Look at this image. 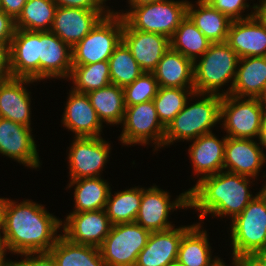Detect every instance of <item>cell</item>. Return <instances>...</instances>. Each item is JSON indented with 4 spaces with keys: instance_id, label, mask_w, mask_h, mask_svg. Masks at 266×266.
<instances>
[{
    "instance_id": "cell-1",
    "label": "cell",
    "mask_w": 266,
    "mask_h": 266,
    "mask_svg": "<svg viewBox=\"0 0 266 266\" xmlns=\"http://www.w3.org/2000/svg\"><path fill=\"white\" fill-rule=\"evenodd\" d=\"M61 219L30 200L18 203L7 199L3 238L8 251L16 254L43 253L55 245Z\"/></svg>"
},
{
    "instance_id": "cell-2",
    "label": "cell",
    "mask_w": 266,
    "mask_h": 266,
    "mask_svg": "<svg viewBox=\"0 0 266 266\" xmlns=\"http://www.w3.org/2000/svg\"><path fill=\"white\" fill-rule=\"evenodd\" d=\"M249 179L226 170L201 178L188 190L189 207L201 212L198 216L201 221L207 214L233 219L255 197L248 190L252 183Z\"/></svg>"
},
{
    "instance_id": "cell-3",
    "label": "cell",
    "mask_w": 266,
    "mask_h": 266,
    "mask_svg": "<svg viewBox=\"0 0 266 266\" xmlns=\"http://www.w3.org/2000/svg\"><path fill=\"white\" fill-rule=\"evenodd\" d=\"M194 62V92L199 94L230 95L240 57L226 43H212L209 49ZM231 86L220 93L219 88L228 81Z\"/></svg>"
},
{
    "instance_id": "cell-4",
    "label": "cell",
    "mask_w": 266,
    "mask_h": 266,
    "mask_svg": "<svg viewBox=\"0 0 266 266\" xmlns=\"http://www.w3.org/2000/svg\"><path fill=\"white\" fill-rule=\"evenodd\" d=\"M198 96L205 98L189 106L187 101L185 107L167 126L163 146L171 145L176 140L192 141L212 132L211 127L220 122L222 95L198 93Z\"/></svg>"
},
{
    "instance_id": "cell-5",
    "label": "cell",
    "mask_w": 266,
    "mask_h": 266,
    "mask_svg": "<svg viewBox=\"0 0 266 266\" xmlns=\"http://www.w3.org/2000/svg\"><path fill=\"white\" fill-rule=\"evenodd\" d=\"M188 1L162 0L132 6L126 13L115 12L135 30L172 37L187 16Z\"/></svg>"
},
{
    "instance_id": "cell-6",
    "label": "cell",
    "mask_w": 266,
    "mask_h": 266,
    "mask_svg": "<svg viewBox=\"0 0 266 266\" xmlns=\"http://www.w3.org/2000/svg\"><path fill=\"white\" fill-rule=\"evenodd\" d=\"M123 16L111 11L74 47L72 65L108 61L122 41Z\"/></svg>"
},
{
    "instance_id": "cell-7",
    "label": "cell",
    "mask_w": 266,
    "mask_h": 266,
    "mask_svg": "<svg viewBox=\"0 0 266 266\" xmlns=\"http://www.w3.org/2000/svg\"><path fill=\"white\" fill-rule=\"evenodd\" d=\"M231 222L232 255L244 259L266 249V207L257 195Z\"/></svg>"
},
{
    "instance_id": "cell-8",
    "label": "cell",
    "mask_w": 266,
    "mask_h": 266,
    "mask_svg": "<svg viewBox=\"0 0 266 266\" xmlns=\"http://www.w3.org/2000/svg\"><path fill=\"white\" fill-rule=\"evenodd\" d=\"M220 118L227 137L261 140L264 115L257 98L222 96Z\"/></svg>"
},
{
    "instance_id": "cell-9",
    "label": "cell",
    "mask_w": 266,
    "mask_h": 266,
    "mask_svg": "<svg viewBox=\"0 0 266 266\" xmlns=\"http://www.w3.org/2000/svg\"><path fill=\"white\" fill-rule=\"evenodd\" d=\"M149 235L150 232L136 222L112 225L99 248L106 266H134Z\"/></svg>"
},
{
    "instance_id": "cell-10",
    "label": "cell",
    "mask_w": 266,
    "mask_h": 266,
    "mask_svg": "<svg viewBox=\"0 0 266 266\" xmlns=\"http://www.w3.org/2000/svg\"><path fill=\"white\" fill-rule=\"evenodd\" d=\"M122 124L120 141L123 144L146 145L150 140L156 144L155 149L163 147L166 128L158 118L153 100L126 106Z\"/></svg>"
},
{
    "instance_id": "cell-11",
    "label": "cell",
    "mask_w": 266,
    "mask_h": 266,
    "mask_svg": "<svg viewBox=\"0 0 266 266\" xmlns=\"http://www.w3.org/2000/svg\"><path fill=\"white\" fill-rule=\"evenodd\" d=\"M167 191L152 186L142 188L140 208L135 222L151 232L164 231L173 227L167 220L170 210L177 208H189V191L178 196L175 201H170Z\"/></svg>"
},
{
    "instance_id": "cell-12",
    "label": "cell",
    "mask_w": 266,
    "mask_h": 266,
    "mask_svg": "<svg viewBox=\"0 0 266 266\" xmlns=\"http://www.w3.org/2000/svg\"><path fill=\"white\" fill-rule=\"evenodd\" d=\"M74 138L68 154L71 180L100 177L110 157V144L101 136Z\"/></svg>"
},
{
    "instance_id": "cell-13",
    "label": "cell",
    "mask_w": 266,
    "mask_h": 266,
    "mask_svg": "<svg viewBox=\"0 0 266 266\" xmlns=\"http://www.w3.org/2000/svg\"><path fill=\"white\" fill-rule=\"evenodd\" d=\"M64 221L62 234L71 242L100 248L110 232L112 224L105 209L72 212Z\"/></svg>"
},
{
    "instance_id": "cell-14",
    "label": "cell",
    "mask_w": 266,
    "mask_h": 266,
    "mask_svg": "<svg viewBox=\"0 0 266 266\" xmlns=\"http://www.w3.org/2000/svg\"><path fill=\"white\" fill-rule=\"evenodd\" d=\"M110 12L57 7L50 31L72 48Z\"/></svg>"
},
{
    "instance_id": "cell-15",
    "label": "cell",
    "mask_w": 266,
    "mask_h": 266,
    "mask_svg": "<svg viewBox=\"0 0 266 266\" xmlns=\"http://www.w3.org/2000/svg\"><path fill=\"white\" fill-rule=\"evenodd\" d=\"M122 41L144 72H153L170 48V39L162 34L133 29L123 18Z\"/></svg>"
},
{
    "instance_id": "cell-16",
    "label": "cell",
    "mask_w": 266,
    "mask_h": 266,
    "mask_svg": "<svg viewBox=\"0 0 266 266\" xmlns=\"http://www.w3.org/2000/svg\"><path fill=\"white\" fill-rule=\"evenodd\" d=\"M31 127L0 117V153L30 168L40 166Z\"/></svg>"
},
{
    "instance_id": "cell-17",
    "label": "cell",
    "mask_w": 266,
    "mask_h": 266,
    "mask_svg": "<svg viewBox=\"0 0 266 266\" xmlns=\"http://www.w3.org/2000/svg\"><path fill=\"white\" fill-rule=\"evenodd\" d=\"M11 77L40 81L39 31L16 29L10 44Z\"/></svg>"
},
{
    "instance_id": "cell-18",
    "label": "cell",
    "mask_w": 266,
    "mask_h": 266,
    "mask_svg": "<svg viewBox=\"0 0 266 266\" xmlns=\"http://www.w3.org/2000/svg\"><path fill=\"white\" fill-rule=\"evenodd\" d=\"M192 226L151 232L134 266H170L175 263L182 236Z\"/></svg>"
},
{
    "instance_id": "cell-19",
    "label": "cell",
    "mask_w": 266,
    "mask_h": 266,
    "mask_svg": "<svg viewBox=\"0 0 266 266\" xmlns=\"http://www.w3.org/2000/svg\"><path fill=\"white\" fill-rule=\"evenodd\" d=\"M253 139L227 137L223 169L255 179L266 162L264 151Z\"/></svg>"
},
{
    "instance_id": "cell-20",
    "label": "cell",
    "mask_w": 266,
    "mask_h": 266,
    "mask_svg": "<svg viewBox=\"0 0 266 266\" xmlns=\"http://www.w3.org/2000/svg\"><path fill=\"white\" fill-rule=\"evenodd\" d=\"M40 80L69 78L72 48L51 31H39Z\"/></svg>"
},
{
    "instance_id": "cell-21",
    "label": "cell",
    "mask_w": 266,
    "mask_h": 266,
    "mask_svg": "<svg viewBox=\"0 0 266 266\" xmlns=\"http://www.w3.org/2000/svg\"><path fill=\"white\" fill-rule=\"evenodd\" d=\"M64 127L72 131L75 137H100L103 123L91 105L86 93L70 91L62 115Z\"/></svg>"
},
{
    "instance_id": "cell-22",
    "label": "cell",
    "mask_w": 266,
    "mask_h": 266,
    "mask_svg": "<svg viewBox=\"0 0 266 266\" xmlns=\"http://www.w3.org/2000/svg\"><path fill=\"white\" fill-rule=\"evenodd\" d=\"M226 43L240 58L266 56V27L255 16L234 20Z\"/></svg>"
},
{
    "instance_id": "cell-23",
    "label": "cell",
    "mask_w": 266,
    "mask_h": 266,
    "mask_svg": "<svg viewBox=\"0 0 266 266\" xmlns=\"http://www.w3.org/2000/svg\"><path fill=\"white\" fill-rule=\"evenodd\" d=\"M32 82L28 78L0 79V117L30 127L31 99L24 85Z\"/></svg>"
},
{
    "instance_id": "cell-24",
    "label": "cell",
    "mask_w": 266,
    "mask_h": 266,
    "mask_svg": "<svg viewBox=\"0 0 266 266\" xmlns=\"http://www.w3.org/2000/svg\"><path fill=\"white\" fill-rule=\"evenodd\" d=\"M226 138L219 140L210 132L193 140L188 153L195 174L202 175L199 180L223 171Z\"/></svg>"
},
{
    "instance_id": "cell-25",
    "label": "cell",
    "mask_w": 266,
    "mask_h": 266,
    "mask_svg": "<svg viewBox=\"0 0 266 266\" xmlns=\"http://www.w3.org/2000/svg\"><path fill=\"white\" fill-rule=\"evenodd\" d=\"M153 73L159 87L194 89V62L171 48Z\"/></svg>"
},
{
    "instance_id": "cell-26",
    "label": "cell",
    "mask_w": 266,
    "mask_h": 266,
    "mask_svg": "<svg viewBox=\"0 0 266 266\" xmlns=\"http://www.w3.org/2000/svg\"><path fill=\"white\" fill-rule=\"evenodd\" d=\"M238 65L230 95L257 98L266 84V56L240 58Z\"/></svg>"
},
{
    "instance_id": "cell-27",
    "label": "cell",
    "mask_w": 266,
    "mask_h": 266,
    "mask_svg": "<svg viewBox=\"0 0 266 266\" xmlns=\"http://www.w3.org/2000/svg\"><path fill=\"white\" fill-rule=\"evenodd\" d=\"M197 5L198 9L188 2L187 16L209 41L212 43L226 42L232 20L214 9L206 0H198Z\"/></svg>"
},
{
    "instance_id": "cell-28",
    "label": "cell",
    "mask_w": 266,
    "mask_h": 266,
    "mask_svg": "<svg viewBox=\"0 0 266 266\" xmlns=\"http://www.w3.org/2000/svg\"><path fill=\"white\" fill-rule=\"evenodd\" d=\"M49 253L57 266H106L99 248L71 242L61 234Z\"/></svg>"
},
{
    "instance_id": "cell-29",
    "label": "cell",
    "mask_w": 266,
    "mask_h": 266,
    "mask_svg": "<svg viewBox=\"0 0 266 266\" xmlns=\"http://www.w3.org/2000/svg\"><path fill=\"white\" fill-rule=\"evenodd\" d=\"M87 96L101 122L122 124L126 110L123 88L111 83L90 91Z\"/></svg>"
},
{
    "instance_id": "cell-30",
    "label": "cell",
    "mask_w": 266,
    "mask_h": 266,
    "mask_svg": "<svg viewBox=\"0 0 266 266\" xmlns=\"http://www.w3.org/2000/svg\"><path fill=\"white\" fill-rule=\"evenodd\" d=\"M74 185L76 187L74 188L75 210L73 212L105 209L111 190L106 180L101 177L76 179L71 180L68 187L71 188Z\"/></svg>"
},
{
    "instance_id": "cell-31",
    "label": "cell",
    "mask_w": 266,
    "mask_h": 266,
    "mask_svg": "<svg viewBox=\"0 0 266 266\" xmlns=\"http://www.w3.org/2000/svg\"><path fill=\"white\" fill-rule=\"evenodd\" d=\"M201 224L193 226L182 236L176 262L182 266H207L212 260L207 232Z\"/></svg>"
},
{
    "instance_id": "cell-32",
    "label": "cell",
    "mask_w": 266,
    "mask_h": 266,
    "mask_svg": "<svg viewBox=\"0 0 266 266\" xmlns=\"http://www.w3.org/2000/svg\"><path fill=\"white\" fill-rule=\"evenodd\" d=\"M212 44L186 16L170 38V48L195 62Z\"/></svg>"
},
{
    "instance_id": "cell-33",
    "label": "cell",
    "mask_w": 266,
    "mask_h": 266,
    "mask_svg": "<svg viewBox=\"0 0 266 266\" xmlns=\"http://www.w3.org/2000/svg\"><path fill=\"white\" fill-rule=\"evenodd\" d=\"M56 9L53 0H27L15 19V27L29 31H50Z\"/></svg>"
},
{
    "instance_id": "cell-34",
    "label": "cell",
    "mask_w": 266,
    "mask_h": 266,
    "mask_svg": "<svg viewBox=\"0 0 266 266\" xmlns=\"http://www.w3.org/2000/svg\"><path fill=\"white\" fill-rule=\"evenodd\" d=\"M108 195L105 211L112 225L135 222L142 198V188L134 187L114 196Z\"/></svg>"
},
{
    "instance_id": "cell-35",
    "label": "cell",
    "mask_w": 266,
    "mask_h": 266,
    "mask_svg": "<svg viewBox=\"0 0 266 266\" xmlns=\"http://www.w3.org/2000/svg\"><path fill=\"white\" fill-rule=\"evenodd\" d=\"M72 66L69 79L73 81L74 91L87 94L111 84L108 61Z\"/></svg>"
},
{
    "instance_id": "cell-36",
    "label": "cell",
    "mask_w": 266,
    "mask_h": 266,
    "mask_svg": "<svg viewBox=\"0 0 266 266\" xmlns=\"http://www.w3.org/2000/svg\"><path fill=\"white\" fill-rule=\"evenodd\" d=\"M188 95L198 96L194 89L159 87L157 95L153 99L155 109L161 124L167 126L173 121L174 117L185 107Z\"/></svg>"
},
{
    "instance_id": "cell-37",
    "label": "cell",
    "mask_w": 266,
    "mask_h": 266,
    "mask_svg": "<svg viewBox=\"0 0 266 266\" xmlns=\"http://www.w3.org/2000/svg\"><path fill=\"white\" fill-rule=\"evenodd\" d=\"M108 63L111 83L121 88L131 84L144 72L123 41L115 48Z\"/></svg>"
},
{
    "instance_id": "cell-38",
    "label": "cell",
    "mask_w": 266,
    "mask_h": 266,
    "mask_svg": "<svg viewBox=\"0 0 266 266\" xmlns=\"http://www.w3.org/2000/svg\"><path fill=\"white\" fill-rule=\"evenodd\" d=\"M159 85L153 72H143L131 84L125 86L124 100L126 106H133L152 101L157 95Z\"/></svg>"
},
{
    "instance_id": "cell-39",
    "label": "cell",
    "mask_w": 266,
    "mask_h": 266,
    "mask_svg": "<svg viewBox=\"0 0 266 266\" xmlns=\"http://www.w3.org/2000/svg\"><path fill=\"white\" fill-rule=\"evenodd\" d=\"M214 9L226 15L230 20H243L254 16L252 14H247L243 17L242 12L245 8H249L246 0H206ZM243 10V11H242ZM241 13V14H240Z\"/></svg>"
},
{
    "instance_id": "cell-40",
    "label": "cell",
    "mask_w": 266,
    "mask_h": 266,
    "mask_svg": "<svg viewBox=\"0 0 266 266\" xmlns=\"http://www.w3.org/2000/svg\"><path fill=\"white\" fill-rule=\"evenodd\" d=\"M25 259L19 262L13 261V266H57L54 258L49 252L43 253H26ZM34 255L36 257H34Z\"/></svg>"
},
{
    "instance_id": "cell-41",
    "label": "cell",
    "mask_w": 266,
    "mask_h": 266,
    "mask_svg": "<svg viewBox=\"0 0 266 266\" xmlns=\"http://www.w3.org/2000/svg\"><path fill=\"white\" fill-rule=\"evenodd\" d=\"M57 7H73L95 11H111L104 8L106 0H53Z\"/></svg>"
},
{
    "instance_id": "cell-42",
    "label": "cell",
    "mask_w": 266,
    "mask_h": 266,
    "mask_svg": "<svg viewBox=\"0 0 266 266\" xmlns=\"http://www.w3.org/2000/svg\"><path fill=\"white\" fill-rule=\"evenodd\" d=\"M16 27L15 20L4 11H0V42L11 43Z\"/></svg>"
},
{
    "instance_id": "cell-43",
    "label": "cell",
    "mask_w": 266,
    "mask_h": 266,
    "mask_svg": "<svg viewBox=\"0 0 266 266\" xmlns=\"http://www.w3.org/2000/svg\"><path fill=\"white\" fill-rule=\"evenodd\" d=\"M10 44L0 42V79L11 77Z\"/></svg>"
},
{
    "instance_id": "cell-44",
    "label": "cell",
    "mask_w": 266,
    "mask_h": 266,
    "mask_svg": "<svg viewBox=\"0 0 266 266\" xmlns=\"http://www.w3.org/2000/svg\"><path fill=\"white\" fill-rule=\"evenodd\" d=\"M27 0H0L1 10L14 20L19 16Z\"/></svg>"
},
{
    "instance_id": "cell-45",
    "label": "cell",
    "mask_w": 266,
    "mask_h": 266,
    "mask_svg": "<svg viewBox=\"0 0 266 266\" xmlns=\"http://www.w3.org/2000/svg\"><path fill=\"white\" fill-rule=\"evenodd\" d=\"M242 266H266V249L242 259Z\"/></svg>"
},
{
    "instance_id": "cell-46",
    "label": "cell",
    "mask_w": 266,
    "mask_h": 266,
    "mask_svg": "<svg viewBox=\"0 0 266 266\" xmlns=\"http://www.w3.org/2000/svg\"><path fill=\"white\" fill-rule=\"evenodd\" d=\"M254 16L266 27V0H260V4H254Z\"/></svg>"
},
{
    "instance_id": "cell-47",
    "label": "cell",
    "mask_w": 266,
    "mask_h": 266,
    "mask_svg": "<svg viewBox=\"0 0 266 266\" xmlns=\"http://www.w3.org/2000/svg\"><path fill=\"white\" fill-rule=\"evenodd\" d=\"M8 249L3 236L0 235V266H13V261L6 260L5 256Z\"/></svg>"
},
{
    "instance_id": "cell-48",
    "label": "cell",
    "mask_w": 266,
    "mask_h": 266,
    "mask_svg": "<svg viewBox=\"0 0 266 266\" xmlns=\"http://www.w3.org/2000/svg\"><path fill=\"white\" fill-rule=\"evenodd\" d=\"M232 265L242 266V259L233 255ZM207 266H227V265H225V263L220 258L215 257V259L214 260L212 259V261Z\"/></svg>"
},
{
    "instance_id": "cell-49",
    "label": "cell",
    "mask_w": 266,
    "mask_h": 266,
    "mask_svg": "<svg viewBox=\"0 0 266 266\" xmlns=\"http://www.w3.org/2000/svg\"><path fill=\"white\" fill-rule=\"evenodd\" d=\"M7 204V198H0V235L4 228V213Z\"/></svg>"
},
{
    "instance_id": "cell-50",
    "label": "cell",
    "mask_w": 266,
    "mask_h": 266,
    "mask_svg": "<svg viewBox=\"0 0 266 266\" xmlns=\"http://www.w3.org/2000/svg\"><path fill=\"white\" fill-rule=\"evenodd\" d=\"M257 99L260 103L263 115L266 116V84H265V87L263 88L261 94L257 97Z\"/></svg>"
},
{
    "instance_id": "cell-51",
    "label": "cell",
    "mask_w": 266,
    "mask_h": 266,
    "mask_svg": "<svg viewBox=\"0 0 266 266\" xmlns=\"http://www.w3.org/2000/svg\"><path fill=\"white\" fill-rule=\"evenodd\" d=\"M158 1H162V0H128L129 2V6L130 8L132 6H137V5H140V4H147V3H152V2H158Z\"/></svg>"
},
{
    "instance_id": "cell-52",
    "label": "cell",
    "mask_w": 266,
    "mask_h": 266,
    "mask_svg": "<svg viewBox=\"0 0 266 266\" xmlns=\"http://www.w3.org/2000/svg\"><path fill=\"white\" fill-rule=\"evenodd\" d=\"M261 143H262V147L266 148V116H264V124H263Z\"/></svg>"
},
{
    "instance_id": "cell-53",
    "label": "cell",
    "mask_w": 266,
    "mask_h": 266,
    "mask_svg": "<svg viewBox=\"0 0 266 266\" xmlns=\"http://www.w3.org/2000/svg\"><path fill=\"white\" fill-rule=\"evenodd\" d=\"M256 195L262 200V202L264 203L266 207V184L265 186H263L260 192H258Z\"/></svg>"
},
{
    "instance_id": "cell-54",
    "label": "cell",
    "mask_w": 266,
    "mask_h": 266,
    "mask_svg": "<svg viewBox=\"0 0 266 266\" xmlns=\"http://www.w3.org/2000/svg\"><path fill=\"white\" fill-rule=\"evenodd\" d=\"M170 266H182V265H180L179 263L175 262V263H173V264L170 265Z\"/></svg>"
}]
</instances>
